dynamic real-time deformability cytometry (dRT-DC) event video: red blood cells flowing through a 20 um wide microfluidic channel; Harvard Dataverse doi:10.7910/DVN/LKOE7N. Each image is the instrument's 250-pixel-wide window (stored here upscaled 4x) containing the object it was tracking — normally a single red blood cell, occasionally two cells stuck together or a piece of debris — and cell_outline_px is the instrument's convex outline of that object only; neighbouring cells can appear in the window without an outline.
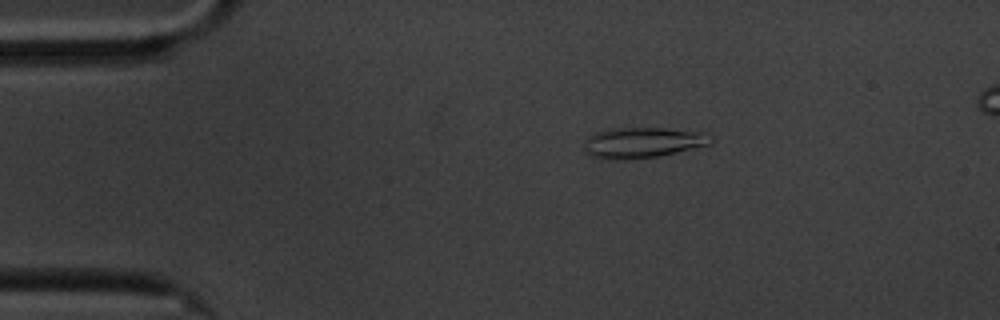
{"species": "common noctule bat (a hibernating species)", "species_latin": "Nyctalus noctula", "temperature_condition": "cold", "stored_images_in_passage": 59, "camera_frame_rate_fps": 3000, "um_per_image_px": 0.085, "animal": {"sex": "male", "body_mass_g": 20.1, "forearm_length_mm": 53.5}, "frame": {"image": 1, "passage_image": 11, "time_ms": 3.333, "image_size_px": [1000, 320], "cell_outline_px": [[712, 140], [708, 144], [660, 156], [624, 160], [608, 160], [588, 156], [584, 152], [584, 140], [588, 136], [596, 132], [616, 128], [664, 128], [708, 132]], "centroid_in_image_um": [54.56, 12.13], "position_along_channel_um": 30.4, "area_um2": 22.83}}
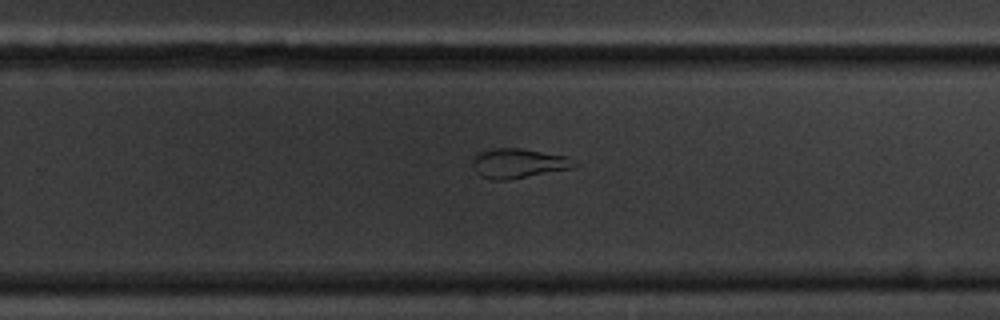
{"frame": {"image": 2, "passage_image": 38, "time_ms": 12.333, "image_size_px": [1000, 320], "cell_outline_px": [[580, 164], [572, 168], [508, 180], [492, 180], [476, 172], [472, 164], [472, 160], [480, 152], [496, 148], [520, 148], [568, 156]], "centroid_in_image_um": [44.11, 13.88], "position_along_channel_um": 285.7, "area_um2": 17.46}}
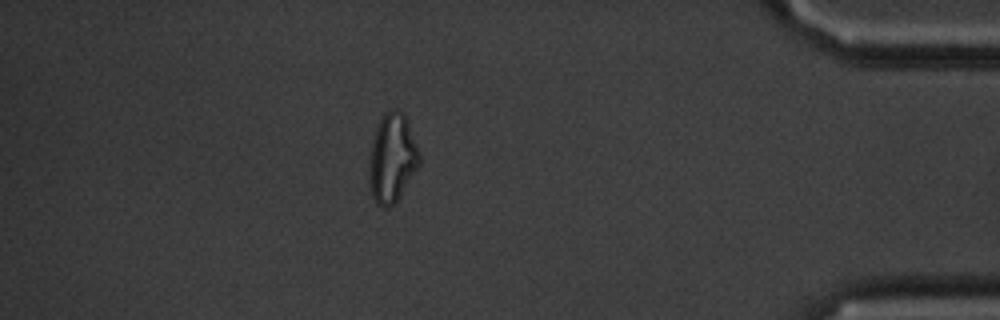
{"frame": {"image": 3, "passage_image": 52, "time_ms": 17.0, "image_size_px": [1000, 320], "cell_outline_px": [[420, 164], [400, 196], [388, 208], [384, 208], [376, 204], [372, 196], [368, 176], [368, 160], [372, 140], [376, 128], [384, 112], [388, 108], [396, 108], [404, 112], [408, 120], [420, 152]], "centroid_in_image_um": [33.33, 13.4], "position_along_channel_um": 401.9, "area_um2": 26.53}, "authors_computed_cell_mechanics": {"area_um2": 20.4612, "velocity_mm_per_s": 3.3706, "shape_relaxation_time_tau1_ms": null, "shape_relaxation_time_tau2_ms": 1.6211, "deformation_change_tau1": null, "deformation_change_tau2": 0.0713}}